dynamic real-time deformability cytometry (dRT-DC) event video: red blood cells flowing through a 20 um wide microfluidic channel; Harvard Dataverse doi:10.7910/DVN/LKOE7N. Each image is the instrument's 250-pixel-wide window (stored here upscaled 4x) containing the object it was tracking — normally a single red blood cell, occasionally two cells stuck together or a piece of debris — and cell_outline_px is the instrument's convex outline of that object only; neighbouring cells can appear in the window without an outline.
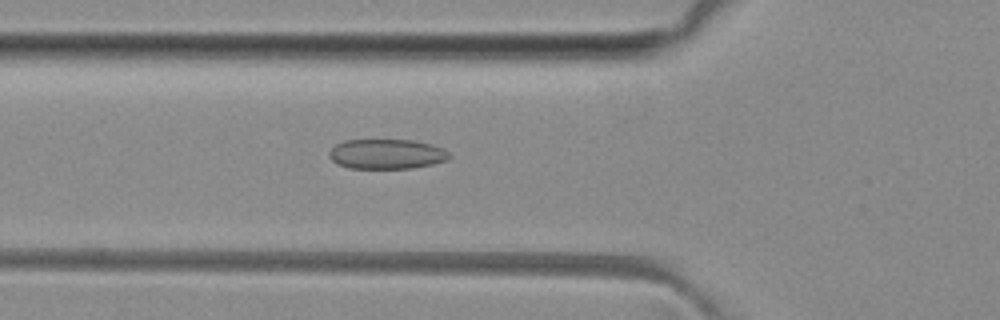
{"species": "common noctule bat (a hibernating species)", "species_latin": "Nyctalus noctula", "temperature_condition": "room temperature", "stored_images_in_passage": 51, "camera_frame_rate_fps": 3000, "um_per_image_px": 0.085, "animal": {"sex": "female", "body_mass_g": 29.2, "forearm_length_mm": 56.3}, "frame": {"image": 1, "passage_image": 18, "time_ms": 5.667, "image_size_px": [1000, 320], "cell_outline_px": [[452, 156], [448, 160], [432, 164], [412, 168], [348, 168], [336, 164], [328, 156], [328, 152], [336, 144], [344, 140], [412, 140], [432, 144], [444, 148]], "centroid_in_image_um": [32.87, 13.09], "position_along_channel_um": 92.9, "area_um2": 21.1}}
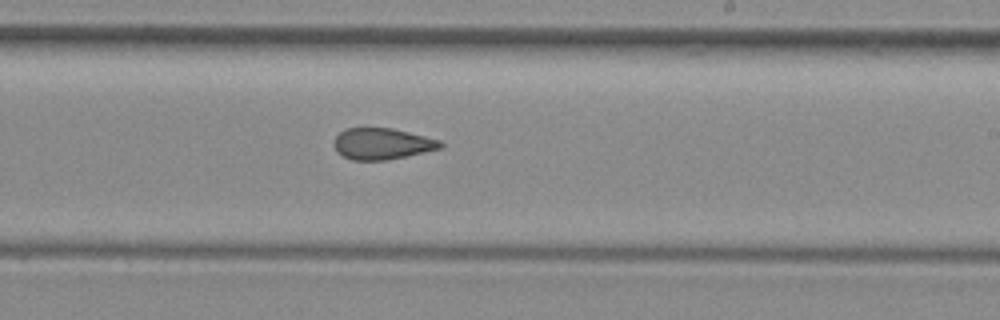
{"frame": {"image": 2, "passage_image": 30, "time_ms": 9.667, "image_size_px": [1000, 320], "cell_outline_px": [[444, 144], [440, 148], [424, 152], [388, 160], [352, 160], [336, 152], [332, 144], [336, 136], [344, 128], [392, 128], [440, 140]], "centroid_in_image_um": [32.43, 12.22], "position_along_channel_um": 256.6, "area_um2": 19.42}}
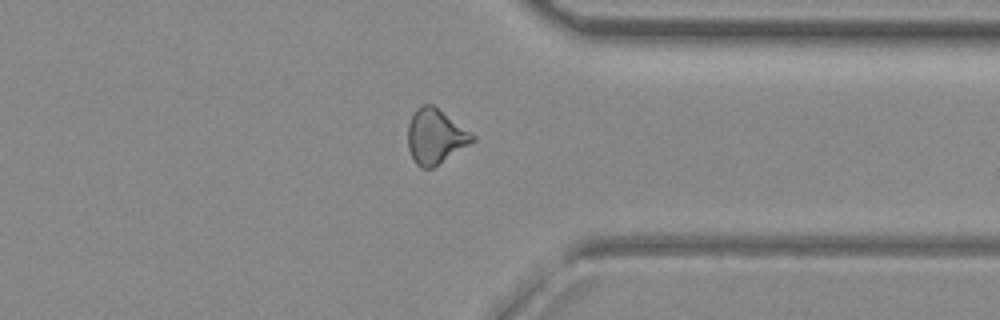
{"frame": {"image": 3, "passage_image": 39, "time_ms": 12.667, "image_size_px": [1000, 320], "cell_outline_px": [[476, 140], [432, 168], [420, 168], [416, 164], [408, 148], [408, 124], [416, 108], [420, 104], [432, 104], [476, 136]], "centroid_in_image_um": [36.99, 11.59], "position_along_channel_um": 374.4, "area_um2": 20.4}, "authors_computed_cell_mechanics": {"area_um2": 20.808, "velocity_mm_per_s": 4.0993, "shape_relaxation_time_tau1_ms": null, "shape_relaxation_time_tau2_ms": 2.3215, "deformation_change_tau1": null, "deformation_change_tau2": 0.0842}}